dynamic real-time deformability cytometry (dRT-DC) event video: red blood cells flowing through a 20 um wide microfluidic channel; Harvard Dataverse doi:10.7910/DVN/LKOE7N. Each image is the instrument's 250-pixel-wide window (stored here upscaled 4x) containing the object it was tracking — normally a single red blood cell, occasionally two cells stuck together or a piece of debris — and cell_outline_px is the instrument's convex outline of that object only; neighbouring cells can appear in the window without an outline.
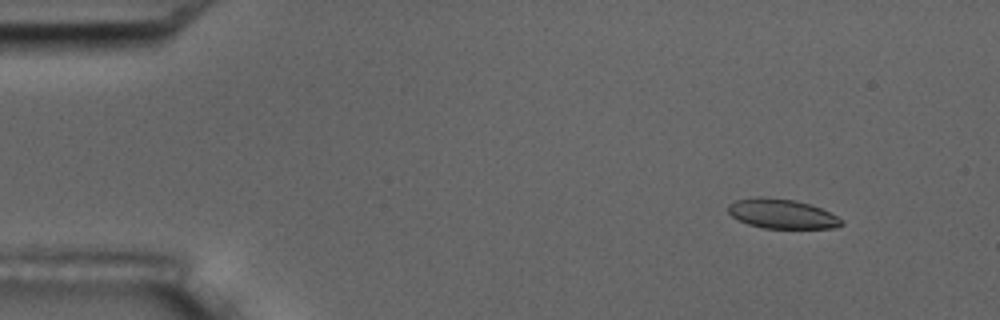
{"species": "common noctule bat (a hibernating species)", "species_latin": "Nyctalus noctula", "temperature_condition": "room temperature", "stored_images_in_passage": 5, "camera_frame_rate_fps": 3000, "um_per_image_px": 0.085, "animal": {"sex": "male", "body_mass_g": 17.5, "forearm_length_mm": 52.3}, "frame": {"image": 1, "passage_image": 2, "time_ms": 1.0, "image_size_px": [1000, 320], "cell_outline_px": [[844, 224], [836, 228], [764, 228], [748, 224], [732, 216], [728, 212], [728, 204], [736, 200], [760, 196], [796, 200], [820, 208], [844, 220]], "centroid_in_image_um": [66.46, 18.17], "position_along_channel_um": 18.5, "area_um2": 19.42}}
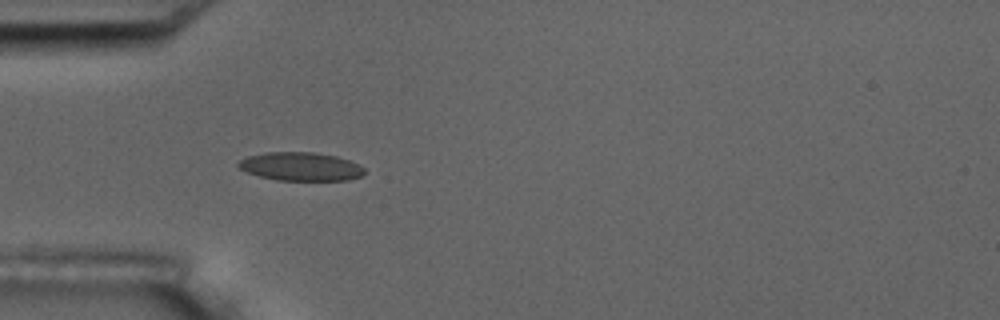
{"frame": {"image": 2, "passage_image": 5, "time_ms": 4.667, "image_size_px": [1000, 320], "cell_outline_px": [[364, 172], [360, 176], [348, 180], [276, 180], [260, 176], [248, 172], [240, 168], [236, 164], [240, 160], [248, 156], [264, 152], [312, 152], [336, 156], [360, 164], [364, 168]], "centroid_in_image_um": [25.56, 14.15], "position_along_channel_um": 59.4, "area_um2": 20.81}}